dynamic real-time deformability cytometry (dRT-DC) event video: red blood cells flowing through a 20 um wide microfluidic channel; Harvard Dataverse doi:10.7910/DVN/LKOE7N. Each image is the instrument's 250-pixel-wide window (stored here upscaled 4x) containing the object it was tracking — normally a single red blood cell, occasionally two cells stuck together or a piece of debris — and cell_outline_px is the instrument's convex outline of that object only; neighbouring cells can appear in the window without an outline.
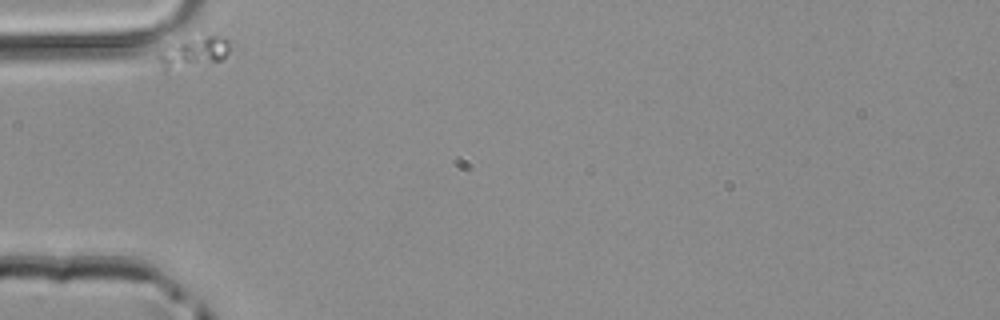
{"species": "common noctule bat (a hibernating species)", "species_latin": "Nyctalus noctula", "temperature_condition": "room temperature", "stored_images_in_passage": 32, "camera_frame_rate_fps": 3000, "um_per_image_px": 0.085, "animal": {"sex": "male", "body_mass_g": 20.4}, "frame": {"image": 1, "passage_image": 1, "time_ms": 0.0, "image_size_px": [1000, 320], "cell_outline_px": [[228, 52], [220, 60], [164, 72], [156, 56], [164, 44], [184, 40], [208, 36], [216, 36], [228, 40]], "centroid_in_image_um": [16.32, 4.46], "position_along_channel_um": 68.7, "area_um2": 12.72}}